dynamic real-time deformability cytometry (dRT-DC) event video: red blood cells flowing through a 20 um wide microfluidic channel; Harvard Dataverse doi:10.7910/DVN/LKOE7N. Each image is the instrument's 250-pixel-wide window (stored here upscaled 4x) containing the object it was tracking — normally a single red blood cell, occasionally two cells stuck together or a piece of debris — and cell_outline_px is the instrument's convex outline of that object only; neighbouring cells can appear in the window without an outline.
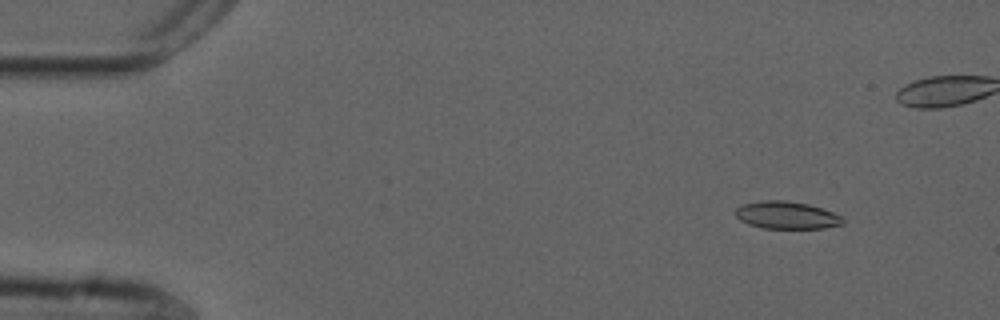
{"species": "common noctule bat (a hibernating species)", "species_latin": "Nyctalus noctula", "temperature_condition": "cold", "stored_images_in_passage": 56, "camera_frame_rate_fps": 3000, "um_per_image_px": 0.085, "animal": {"sex": "male", "forearm_length_mm": 52.5}, "frame": {"image": 1, "passage_image": 6, "time_ms": 1.667, "image_size_px": [1000, 320], "cell_outline_px": [[844, 224], [824, 228], [764, 228], [748, 224], [740, 220], [736, 216], [736, 208], [744, 204], [760, 200], [784, 200], [808, 204], [832, 212], [840, 216], [844, 220]], "centroid_in_image_um": [66.85, 18.29], "position_along_channel_um": 18.1, "area_um2": 17.05}}
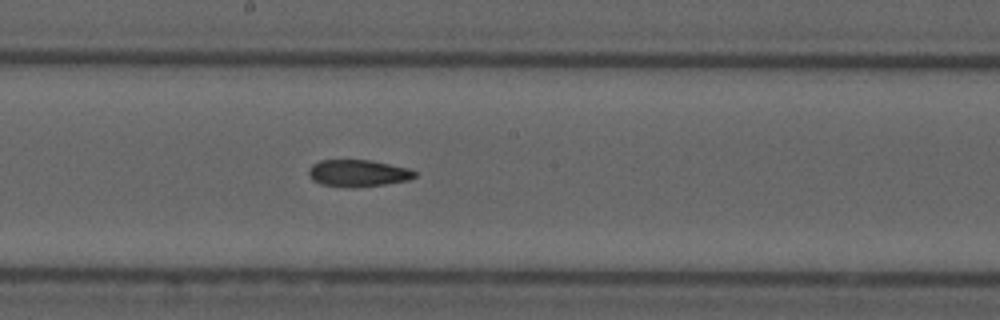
{"frame": {"image": 2, "passage_image": 30, "time_ms": 9.667, "image_size_px": [1000, 320], "cell_outline_px": [[416, 176], [408, 180], [384, 184], [352, 188], [348, 188], [320, 184], [312, 180], [308, 172], [308, 168], [312, 164], [320, 160], [372, 160], [408, 168], [416, 172]], "centroid_in_image_um": [30.4, 14.72], "position_along_channel_um": 217.8, "area_um2": 16.76}}
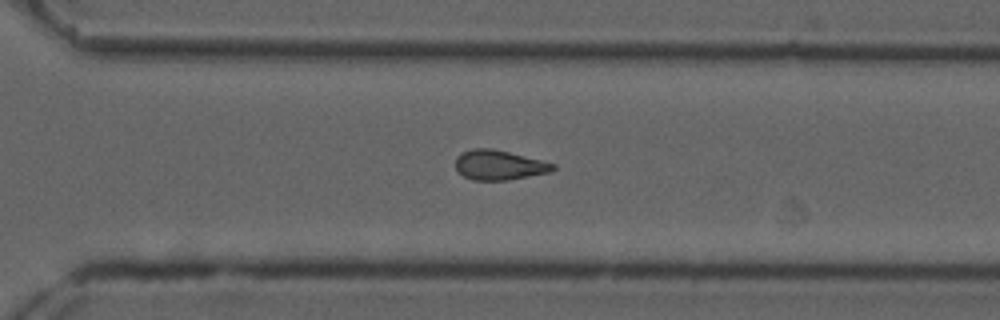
{"frame": {"image": 3, "passage_image": 39, "time_ms": 12.667, "image_size_px": [1000, 320], "cell_outline_px": [[556, 168], [552, 172], [508, 180], [472, 180], [464, 176], [456, 168], [456, 156], [460, 152], [472, 148], [492, 148], [556, 164]], "centroid_in_image_um": [42.42, 14.03], "position_along_channel_um": 328.2, "area_um2": 16.94}, "authors_computed_cell_mechanics": {"area_um2": 17.2533, "velocity_mm_per_s": 3.7017, "shape_relaxation_time_tau1_ms": null, "shape_relaxation_time_tau2_ms": 6.1424, "deformation_change_tau1": null, "deformation_change_tau2": 0.1453}}